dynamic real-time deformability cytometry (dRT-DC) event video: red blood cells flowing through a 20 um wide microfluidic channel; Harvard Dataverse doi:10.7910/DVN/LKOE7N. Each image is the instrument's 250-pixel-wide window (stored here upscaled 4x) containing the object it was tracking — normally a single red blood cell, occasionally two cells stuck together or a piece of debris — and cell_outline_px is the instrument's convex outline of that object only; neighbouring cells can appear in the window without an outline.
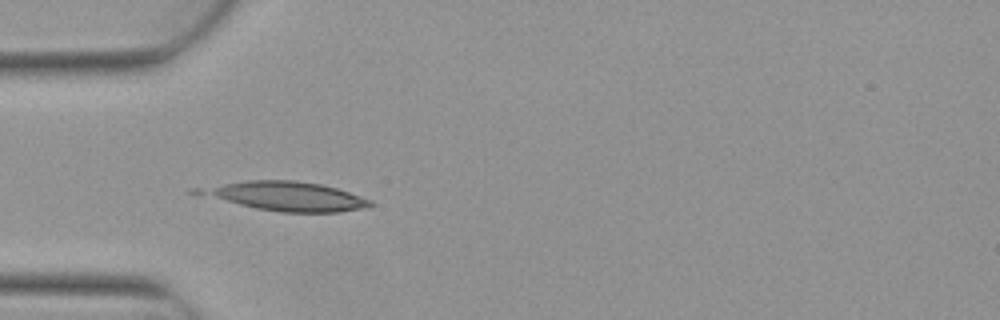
{"species": "Egyptian fruit bat (a non-hibernating species)", "species_latin": "Rousettus aegyptiacus", "temperature_condition": "warm", "stored_images_in_passage": 3, "camera_frame_rate_fps": 3000, "um_per_image_px": 0.085, "animal": {"sex": "female"}, "frame": {"image": 1, "passage_image": 2, "time_ms": 0.333, "image_size_px": [1000, 320], "cell_outline_px": [[372, 204], [364, 208], [340, 212], [280, 212], [256, 208], [192, 196], [188, 192], [188, 188], [248, 180], [296, 180], [320, 184], [336, 188], [372, 200]], "centroid_in_image_um": [24.04, 16.67], "position_along_channel_um": 61.0, "area_um2": 29.94}}
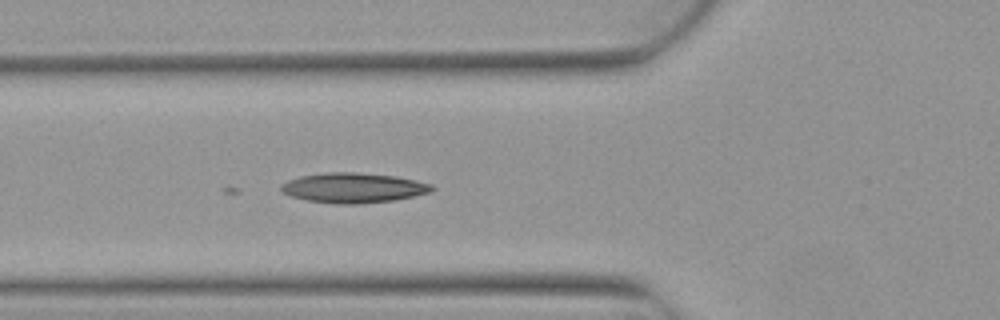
{"frame": {"image": 2, "passage_image": 3, "time_ms": 0.667, "image_size_px": [1000, 320], "cell_outline_px": [[436, 188], [432, 192], [396, 200], [360, 204], [332, 204], [304, 200], [280, 192], [280, 184], [288, 180], [300, 176], [324, 172], [356, 172], [396, 176], [416, 180], [432, 184]], "centroid_in_image_um": [30.03, 15.97], "position_along_channel_um": 95.8, "area_um2": 26.82}}